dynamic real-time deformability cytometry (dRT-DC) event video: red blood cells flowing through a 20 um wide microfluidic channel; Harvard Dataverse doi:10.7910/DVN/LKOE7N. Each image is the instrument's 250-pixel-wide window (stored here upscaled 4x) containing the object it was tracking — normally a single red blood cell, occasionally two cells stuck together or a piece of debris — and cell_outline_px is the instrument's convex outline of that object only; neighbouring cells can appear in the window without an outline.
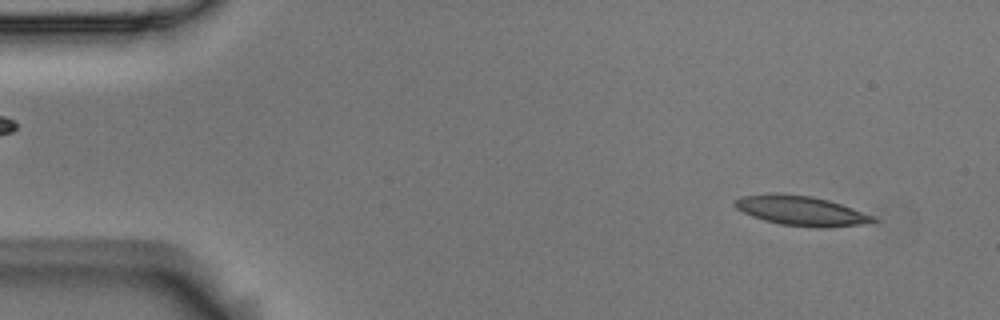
{"species": "Egyptian fruit bat (a non-hibernating species)", "species_latin": "Rousettus aegyptiacus", "temperature_condition": "room temperature", "stored_images_in_passage": 4, "camera_frame_rate_fps": 3000, "um_per_image_px": 0.085, "animal": {"sex": "male"}, "frame": {"image": 1, "passage_image": 1, "time_ms": 0.0, "image_size_px": [1000, 320], "cell_outline_px": [[880, 220], [864, 224], [824, 228], [816, 228], [780, 224], [764, 220], [752, 216], [736, 208], [732, 204], [736, 200], [744, 196], [768, 192], [776, 192], [812, 196], [828, 200], [852, 208], [872, 216]], "centroid_in_image_um": [68.07, 17.91], "position_along_channel_um": 16.9, "area_um2": 23.99}}